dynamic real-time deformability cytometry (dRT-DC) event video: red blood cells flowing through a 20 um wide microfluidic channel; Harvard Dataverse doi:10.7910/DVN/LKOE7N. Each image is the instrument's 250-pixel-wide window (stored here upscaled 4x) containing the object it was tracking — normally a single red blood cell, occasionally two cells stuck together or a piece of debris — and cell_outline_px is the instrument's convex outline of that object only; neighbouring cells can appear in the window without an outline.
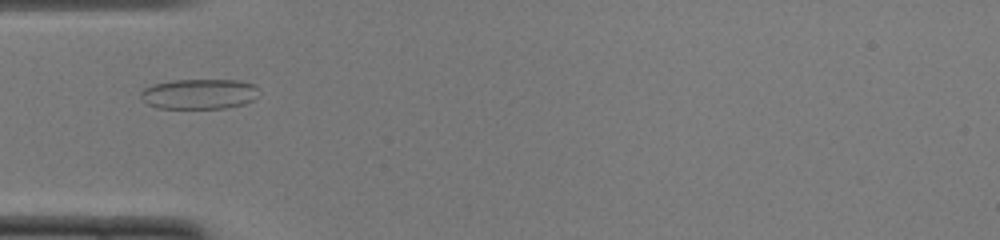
{"species": "common noctule bat (a hibernating species)", "species_latin": "Nyctalus noctula", "temperature_condition": "cold", "stored_images_in_passage": 46, "camera_frame_rate_fps": 3000, "um_per_image_px": 0.085, "animal": {"sex": "female", "body_mass_g": 22.0, "forearm_length_mm": 56.7}, "frame": {"image": 1, "passage_image": 11, "time_ms": 3.333, "image_size_px": [1000, 240], "cell_outline_px": [[260, 88], [256, 96], [252, 100], [244, 104], [224, 108], [156, 108], [148, 104], [140, 96], [140, 92], [144, 88], [152, 84], [172, 80], [236, 80], [256, 84]], "centroid_in_image_um": [16.94, 7.98], "position_along_channel_um": 68.1, "area_um2": 20.92}}
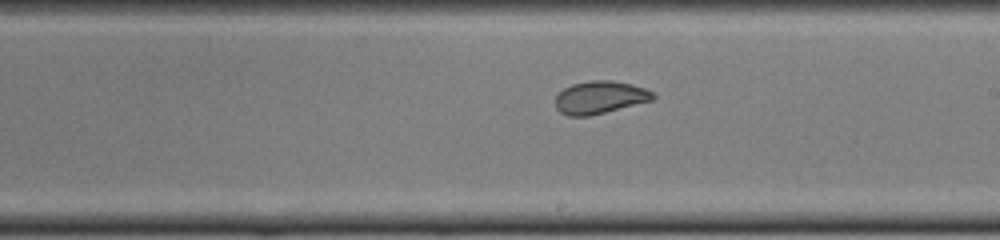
{"frame": {"image": 2, "passage_image": 24, "time_ms": 7.667, "image_size_px": [1000, 240], "cell_outline_px": [[656, 96], [652, 100], [588, 116], [568, 116], [560, 112], [556, 108], [556, 96], [564, 88], [572, 84], [588, 80], [612, 80], [632, 84], [644, 88], [652, 92]], "centroid_in_image_um": [50.97, 8.26], "position_along_channel_um": 238.0, "area_um2": 18.44}}
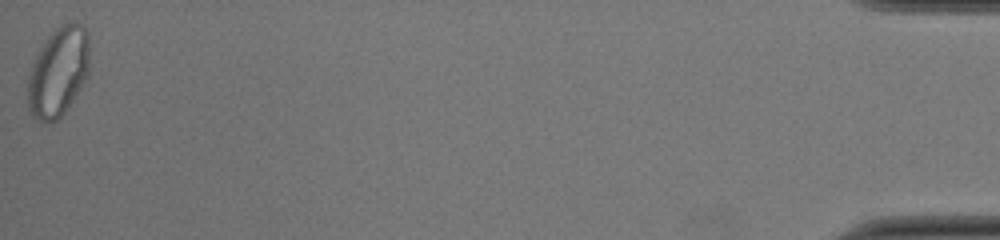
{"frame": {"image": 3, "passage_image": 46, "time_ms": 15.0, "image_size_px": [1000, 240], "cell_outline_px": [[88, 76], [64, 112], [52, 124], [44, 124], [32, 116], [28, 108], [28, 76], [32, 64], [40, 48], [48, 36], [60, 24], [76, 20], [88, 32]], "centroid_in_image_um": [4.94, 6.11], "position_along_channel_um": 430.3, "area_um2": 32.25}, "authors_computed_cell_mechanics": {"area_um2": 21.0392, "velocity_mm_per_s": 3.9233, "shape_relaxation_time_tau1_ms": 5.6731, "shape_relaxation_time_tau2_ms": 1.1914, "deformation_change_tau1": 0.1546, "deformation_change_tau2": 0.0362}}